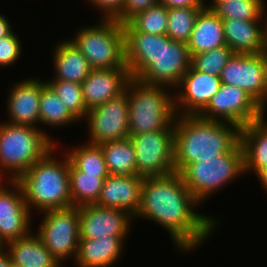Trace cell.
Here are the masks:
<instances>
[{
  "label": "cell",
  "mask_w": 267,
  "mask_h": 267,
  "mask_svg": "<svg viewBox=\"0 0 267 267\" xmlns=\"http://www.w3.org/2000/svg\"><path fill=\"white\" fill-rule=\"evenodd\" d=\"M227 45L222 19L210 8H203L195 21L187 46L191 57Z\"/></svg>",
  "instance_id": "cell-22"
},
{
  "label": "cell",
  "mask_w": 267,
  "mask_h": 267,
  "mask_svg": "<svg viewBox=\"0 0 267 267\" xmlns=\"http://www.w3.org/2000/svg\"><path fill=\"white\" fill-rule=\"evenodd\" d=\"M6 246L15 267L61 266L37 234L9 241Z\"/></svg>",
  "instance_id": "cell-23"
},
{
  "label": "cell",
  "mask_w": 267,
  "mask_h": 267,
  "mask_svg": "<svg viewBox=\"0 0 267 267\" xmlns=\"http://www.w3.org/2000/svg\"><path fill=\"white\" fill-rule=\"evenodd\" d=\"M52 148L15 181L20 185L28 209L42 212L72 207L69 185V158L62 161L53 157Z\"/></svg>",
  "instance_id": "cell-4"
},
{
  "label": "cell",
  "mask_w": 267,
  "mask_h": 267,
  "mask_svg": "<svg viewBox=\"0 0 267 267\" xmlns=\"http://www.w3.org/2000/svg\"><path fill=\"white\" fill-rule=\"evenodd\" d=\"M47 84L64 103L68 111L79 121L88 114V109L83 100L82 85L65 80L53 79Z\"/></svg>",
  "instance_id": "cell-33"
},
{
  "label": "cell",
  "mask_w": 267,
  "mask_h": 267,
  "mask_svg": "<svg viewBox=\"0 0 267 267\" xmlns=\"http://www.w3.org/2000/svg\"><path fill=\"white\" fill-rule=\"evenodd\" d=\"M226 44L234 53L261 54L266 46V26L261 20L222 19ZM264 28V29H263Z\"/></svg>",
  "instance_id": "cell-20"
},
{
  "label": "cell",
  "mask_w": 267,
  "mask_h": 267,
  "mask_svg": "<svg viewBox=\"0 0 267 267\" xmlns=\"http://www.w3.org/2000/svg\"><path fill=\"white\" fill-rule=\"evenodd\" d=\"M180 174L187 189L201 203L214 191L245 174L243 147L239 143L229 153L191 163Z\"/></svg>",
  "instance_id": "cell-7"
},
{
  "label": "cell",
  "mask_w": 267,
  "mask_h": 267,
  "mask_svg": "<svg viewBox=\"0 0 267 267\" xmlns=\"http://www.w3.org/2000/svg\"><path fill=\"white\" fill-rule=\"evenodd\" d=\"M266 18H267V16H266ZM264 22H266L265 26H266V46H267V19H265Z\"/></svg>",
  "instance_id": "cell-44"
},
{
  "label": "cell",
  "mask_w": 267,
  "mask_h": 267,
  "mask_svg": "<svg viewBox=\"0 0 267 267\" xmlns=\"http://www.w3.org/2000/svg\"><path fill=\"white\" fill-rule=\"evenodd\" d=\"M210 7L221 19L261 20L265 0H211ZM263 16V17H262Z\"/></svg>",
  "instance_id": "cell-29"
},
{
  "label": "cell",
  "mask_w": 267,
  "mask_h": 267,
  "mask_svg": "<svg viewBox=\"0 0 267 267\" xmlns=\"http://www.w3.org/2000/svg\"><path fill=\"white\" fill-rule=\"evenodd\" d=\"M158 3V0H125L123 9V24L127 23L137 13L145 11L150 6Z\"/></svg>",
  "instance_id": "cell-37"
},
{
  "label": "cell",
  "mask_w": 267,
  "mask_h": 267,
  "mask_svg": "<svg viewBox=\"0 0 267 267\" xmlns=\"http://www.w3.org/2000/svg\"><path fill=\"white\" fill-rule=\"evenodd\" d=\"M205 7L168 8L167 36L171 40L187 43L199 12Z\"/></svg>",
  "instance_id": "cell-32"
},
{
  "label": "cell",
  "mask_w": 267,
  "mask_h": 267,
  "mask_svg": "<svg viewBox=\"0 0 267 267\" xmlns=\"http://www.w3.org/2000/svg\"><path fill=\"white\" fill-rule=\"evenodd\" d=\"M46 84L40 79L29 78L10 88L7 100L8 123L38 128L41 90Z\"/></svg>",
  "instance_id": "cell-18"
},
{
  "label": "cell",
  "mask_w": 267,
  "mask_h": 267,
  "mask_svg": "<svg viewBox=\"0 0 267 267\" xmlns=\"http://www.w3.org/2000/svg\"><path fill=\"white\" fill-rule=\"evenodd\" d=\"M106 178L79 171L69 161V185L72 206L82 207L96 204Z\"/></svg>",
  "instance_id": "cell-27"
},
{
  "label": "cell",
  "mask_w": 267,
  "mask_h": 267,
  "mask_svg": "<svg viewBox=\"0 0 267 267\" xmlns=\"http://www.w3.org/2000/svg\"><path fill=\"white\" fill-rule=\"evenodd\" d=\"M125 91L129 99V137L174 130L176 113L169 87L146 85L132 78Z\"/></svg>",
  "instance_id": "cell-5"
},
{
  "label": "cell",
  "mask_w": 267,
  "mask_h": 267,
  "mask_svg": "<svg viewBox=\"0 0 267 267\" xmlns=\"http://www.w3.org/2000/svg\"><path fill=\"white\" fill-rule=\"evenodd\" d=\"M40 122L50 127L67 126L78 120L68 111L57 94L46 84L40 96Z\"/></svg>",
  "instance_id": "cell-31"
},
{
  "label": "cell",
  "mask_w": 267,
  "mask_h": 267,
  "mask_svg": "<svg viewBox=\"0 0 267 267\" xmlns=\"http://www.w3.org/2000/svg\"><path fill=\"white\" fill-rule=\"evenodd\" d=\"M2 181L0 180V238L7 244L30 234L32 215L20 185L15 180H8L14 189L8 190L2 185Z\"/></svg>",
  "instance_id": "cell-15"
},
{
  "label": "cell",
  "mask_w": 267,
  "mask_h": 267,
  "mask_svg": "<svg viewBox=\"0 0 267 267\" xmlns=\"http://www.w3.org/2000/svg\"><path fill=\"white\" fill-rule=\"evenodd\" d=\"M240 127L228 122L206 120L198 115H179L174 120V169L202 159L231 152L240 143Z\"/></svg>",
  "instance_id": "cell-3"
},
{
  "label": "cell",
  "mask_w": 267,
  "mask_h": 267,
  "mask_svg": "<svg viewBox=\"0 0 267 267\" xmlns=\"http://www.w3.org/2000/svg\"><path fill=\"white\" fill-rule=\"evenodd\" d=\"M54 79L82 83L92 68L71 40H63L54 49Z\"/></svg>",
  "instance_id": "cell-24"
},
{
  "label": "cell",
  "mask_w": 267,
  "mask_h": 267,
  "mask_svg": "<svg viewBox=\"0 0 267 267\" xmlns=\"http://www.w3.org/2000/svg\"><path fill=\"white\" fill-rule=\"evenodd\" d=\"M77 32L70 40L92 69L127 67L123 24L102 19L97 25L83 27Z\"/></svg>",
  "instance_id": "cell-8"
},
{
  "label": "cell",
  "mask_w": 267,
  "mask_h": 267,
  "mask_svg": "<svg viewBox=\"0 0 267 267\" xmlns=\"http://www.w3.org/2000/svg\"><path fill=\"white\" fill-rule=\"evenodd\" d=\"M85 144V145H84ZM79 147L72 148L66 153L69 161L79 170L86 174L108 177L105 158L99 145L84 143Z\"/></svg>",
  "instance_id": "cell-30"
},
{
  "label": "cell",
  "mask_w": 267,
  "mask_h": 267,
  "mask_svg": "<svg viewBox=\"0 0 267 267\" xmlns=\"http://www.w3.org/2000/svg\"><path fill=\"white\" fill-rule=\"evenodd\" d=\"M107 170L114 176L137 175L135 150L130 137L99 144Z\"/></svg>",
  "instance_id": "cell-26"
},
{
  "label": "cell",
  "mask_w": 267,
  "mask_h": 267,
  "mask_svg": "<svg viewBox=\"0 0 267 267\" xmlns=\"http://www.w3.org/2000/svg\"><path fill=\"white\" fill-rule=\"evenodd\" d=\"M143 178L134 176L109 175L103 183L97 203L102 207L119 208L136 216L141 205Z\"/></svg>",
  "instance_id": "cell-19"
},
{
  "label": "cell",
  "mask_w": 267,
  "mask_h": 267,
  "mask_svg": "<svg viewBox=\"0 0 267 267\" xmlns=\"http://www.w3.org/2000/svg\"><path fill=\"white\" fill-rule=\"evenodd\" d=\"M6 243L0 238V254H2L5 251ZM4 248V249H3Z\"/></svg>",
  "instance_id": "cell-43"
},
{
  "label": "cell",
  "mask_w": 267,
  "mask_h": 267,
  "mask_svg": "<svg viewBox=\"0 0 267 267\" xmlns=\"http://www.w3.org/2000/svg\"><path fill=\"white\" fill-rule=\"evenodd\" d=\"M221 83L237 86L251 96L262 109L265 118L267 79L263 53H234L220 75Z\"/></svg>",
  "instance_id": "cell-12"
},
{
  "label": "cell",
  "mask_w": 267,
  "mask_h": 267,
  "mask_svg": "<svg viewBox=\"0 0 267 267\" xmlns=\"http://www.w3.org/2000/svg\"><path fill=\"white\" fill-rule=\"evenodd\" d=\"M131 79L127 67L92 69L81 83L86 108L89 110L118 97Z\"/></svg>",
  "instance_id": "cell-17"
},
{
  "label": "cell",
  "mask_w": 267,
  "mask_h": 267,
  "mask_svg": "<svg viewBox=\"0 0 267 267\" xmlns=\"http://www.w3.org/2000/svg\"><path fill=\"white\" fill-rule=\"evenodd\" d=\"M265 118L240 129V143L244 151L245 174H256L267 164V123Z\"/></svg>",
  "instance_id": "cell-25"
},
{
  "label": "cell",
  "mask_w": 267,
  "mask_h": 267,
  "mask_svg": "<svg viewBox=\"0 0 267 267\" xmlns=\"http://www.w3.org/2000/svg\"><path fill=\"white\" fill-rule=\"evenodd\" d=\"M90 4L101 9L104 20H117L123 24V9L125 0H88Z\"/></svg>",
  "instance_id": "cell-36"
},
{
  "label": "cell",
  "mask_w": 267,
  "mask_h": 267,
  "mask_svg": "<svg viewBox=\"0 0 267 267\" xmlns=\"http://www.w3.org/2000/svg\"><path fill=\"white\" fill-rule=\"evenodd\" d=\"M167 28L168 8L159 2L137 13L123 24L124 32H143L153 35H166Z\"/></svg>",
  "instance_id": "cell-28"
},
{
  "label": "cell",
  "mask_w": 267,
  "mask_h": 267,
  "mask_svg": "<svg viewBox=\"0 0 267 267\" xmlns=\"http://www.w3.org/2000/svg\"><path fill=\"white\" fill-rule=\"evenodd\" d=\"M79 215L80 239L126 236L133 217L122 209L95 204L79 207Z\"/></svg>",
  "instance_id": "cell-16"
},
{
  "label": "cell",
  "mask_w": 267,
  "mask_h": 267,
  "mask_svg": "<svg viewBox=\"0 0 267 267\" xmlns=\"http://www.w3.org/2000/svg\"><path fill=\"white\" fill-rule=\"evenodd\" d=\"M198 116L206 120H224L240 128L263 118L261 106L249 94L237 86L223 83Z\"/></svg>",
  "instance_id": "cell-11"
},
{
  "label": "cell",
  "mask_w": 267,
  "mask_h": 267,
  "mask_svg": "<svg viewBox=\"0 0 267 267\" xmlns=\"http://www.w3.org/2000/svg\"><path fill=\"white\" fill-rule=\"evenodd\" d=\"M49 137L36 127L2 123L0 125V168L2 169H0L2 174H0V180L4 179V171L11 173L10 179L7 178V180H16L52 148H56L57 144Z\"/></svg>",
  "instance_id": "cell-6"
},
{
  "label": "cell",
  "mask_w": 267,
  "mask_h": 267,
  "mask_svg": "<svg viewBox=\"0 0 267 267\" xmlns=\"http://www.w3.org/2000/svg\"><path fill=\"white\" fill-rule=\"evenodd\" d=\"M263 58H264V64H265V73H266V79H267V47L263 50Z\"/></svg>",
  "instance_id": "cell-42"
},
{
  "label": "cell",
  "mask_w": 267,
  "mask_h": 267,
  "mask_svg": "<svg viewBox=\"0 0 267 267\" xmlns=\"http://www.w3.org/2000/svg\"><path fill=\"white\" fill-rule=\"evenodd\" d=\"M220 85V76L200 72L191 65L175 88H178V95H174L176 116L198 115L218 92ZM179 88L182 90L179 91Z\"/></svg>",
  "instance_id": "cell-14"
},
{
  "label": "cell",
  "mask_w": 267,
  "mask_h": 267,
  "mask_svg": "<svg viewBox=\"0 0 267 267\" xmlns=\"http://www.w3.org/2000/svg\"><path fill=\"white\" fill-rule=\"evenodd\" d=\"M43 213L44 218L36 234L59 264L70 256L76 260L80 239L79 207L47 210Z\"/></svg>",
  "instance_id": "cell-9"
},
{
  "label": "cell",
  "mask_w": 267,
  "mask_h": 267,
  "mask_svg": "<svg viewBox=\"0 0 267 267\" xmlns=\"http://www.w3.org/2000/svg\"><path fill=\"white\" fill-rule=\"evenodd\" d=\"M11 29V23L4 17V15L2 16L0 14V39L9 35L12 32Z\"/></svg>",
  "instance_id": "cell-39"
},
{
  "label": "cell",
  "mask_w": 267,
  "mask_h": 267,
  "mask_svg": "<svg viewBox=\"0 0 267 267\" xmlns=\"http://www.w3.org/2000/svg\"><path fill=\"white\" fill-rule=\"evenodd\" d=\"M125 236L79 239L75 263L78 267H111L123 251Z\"/></svg>",
  "instance_id": "cell-21"
},
{
  "label": "cell",
  "mask_w": 267,
  "mask_h": 267,
  "mask_svg": "<svg viewBox=\"0 0 267 267\" xmlns=\"http://www.w3.org/2000/svg\"><path fill=\"white\" fill-rule=\"evenodd\" d=\"M158 2L167 8L206 7L204 0H158Z\"/></svg>",
  "instance_id": "cell-38"
},
{
  "label": "cell",
  "mask_w": 267,
  "mask_h": 267,
  "mask_svg": "<svg viewBox=\"0 0 267 267\" xmlns=\"http://www.w3.org/2000/svg\"><path fill=\"white\" fill-rule=\"evenodd\" d=\"M257 177H259L260 183L264 187L263 189L267 192V164L266 166L262 167L257 173Z\"/></svg>",
  "instance_id": "cell-41"
},
{
  "label": "cell",
  "mask_w": 267,
  "mask_h": 267,
  "mask_svg": "<svg viewBox=\"0 0 267 267\" xmlns=\"http://www.w3.org/2000/svg\"><path fill=\"white\" fill-rule=\"evenodd\" d=\"M125 62L131 78L146 85L175 87L191 67L187 43L167 35L124 32Z\"/></svg>",
  "instance_id": "cell-2"
},
{
  "label": "cell",
  "mask_w": 267,
  "mask_h": 267,
  "mask_svg": "<svg viewBox=\"0 0 267 267\" xmlns=\"http://www.w3.org/2000/svg\"><path fill=\"white\" fill-rule=\"evenodd\" d=\"M135 150L137 175L163 176L175 172L174 130H158L130 136Z\"/></svg>",
  "instance_id": "cell-10"
},
{
  "label": "cell",
  "mask_w": 267,
  "mask_h": 267,
  "mask_svg": "<svg viewBox=\"0 0 267 267\" xmlns=\"http://www.w3.org/2000/svg\"><path fill=\"white\" fill-rule=\"evenodd\" d=\"M0 267H15L12 264V260L8 251H4L0 254Z\"/></svg>",
  "instance_id": "cell-40"
},
{
  "label": "cell",
  "mask_w": 267,
  "mask_h": 267,
  "mask_svg": "<svg viewBox=\"0 0 267 267\" xmlns=\"http://www.w3.org/2000/svg\"><path fill=\"white\" fill-rule=\"evenodd\" d=\"M89 141L99 145L103 142L129 137V99L125 91L118 97L88 110Z\"/></svg>",
  "instance_id": "cell-13"
},
{
  "label": "cell",
  "mask_w": 267,
  "mask_h": 267,
  "mask_svg": "<svg viewBox=\"0 0 267 267\" xmlns=\"http://www.w3.org/2000/svg\"><path fill=\"white\" fill-rule=\"evenodd\" d=\"M13 31L0 39V67L14 64L21 55V42Z\"/></svg>",
  "instance_id": "cell-35"
},
{
  "label": "cell",
  "mask_w": 267,
  "mask_h": 267,
  "mask_svg": "<svg viewBox=\"0 0 267 267\" xmlns=\"http://www.w3.org/2000/svg\"><path fill=\"white\" fill-rule=\"evenodd\" d=\"M234 54L227 45L192 56L191 65L198 71L210 75L220 76L222 69Z\"/></svg>",
  "instance_id": "cell-34"
},
{
  "label": "cell",
  "mask_w": 267,
  "mask_h": 267,
  "mask_svg": "<svg viewBox=\"0 0 267 267\" xmlns=\"http://www.w3.org/2000/svg\"><path fill=\"white\" fill-rule=\"evenodd\" d=\"M198 204L179 172L144 177L136 218L141 216L158 223L169 232L178 250L193 251L217 225L213 217L193 210Z\"/></svg>",
  "instance_id": "cell-1"
}]
</instances>
